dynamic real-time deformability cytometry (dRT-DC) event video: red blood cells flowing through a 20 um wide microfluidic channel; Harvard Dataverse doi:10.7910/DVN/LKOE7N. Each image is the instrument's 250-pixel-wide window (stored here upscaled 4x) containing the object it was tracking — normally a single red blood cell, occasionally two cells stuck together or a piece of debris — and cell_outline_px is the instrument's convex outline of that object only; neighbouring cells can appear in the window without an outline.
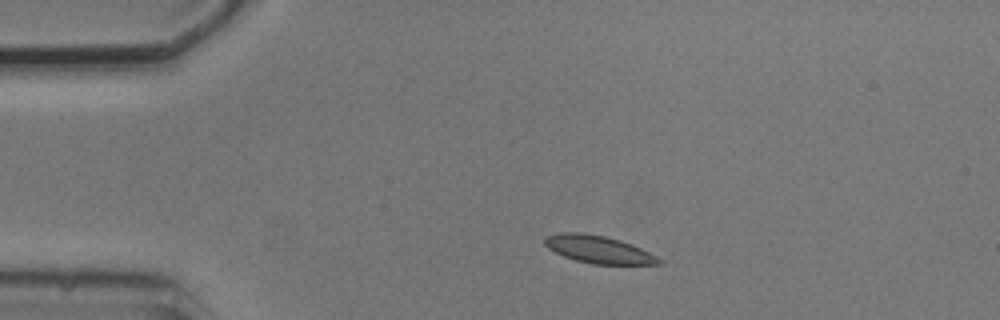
{"species": "common noctule bat (a hibernating species)", "species_latin": "Nyctalus noctula", "temperature_condition": "cold", "stored_images_in_passage": 4, "camera_frame_rate_fps": 3000, "um_per_image_px": 0.085, "animal": {"sex": "male", "body_mass_g": 20.5, "forearm_length_mm": 52.5}, "frame": {"image": 1, "passage_image": 1, "time_ms": 0.0, "image_size_px": [1000, 320], "cell_outline_px": [[664, 260], [660, 264], [592, 264], [576, 260], [564, 256], [548, 248], [544, 244], [544, 236], [560, 232], [580, 232], [604, 236], [620, 240], [632, 244]], "centroid_in_image_um": [50.85, 21.19], "position_along_channel_um": 34.2, "area_um2": 18.26}}
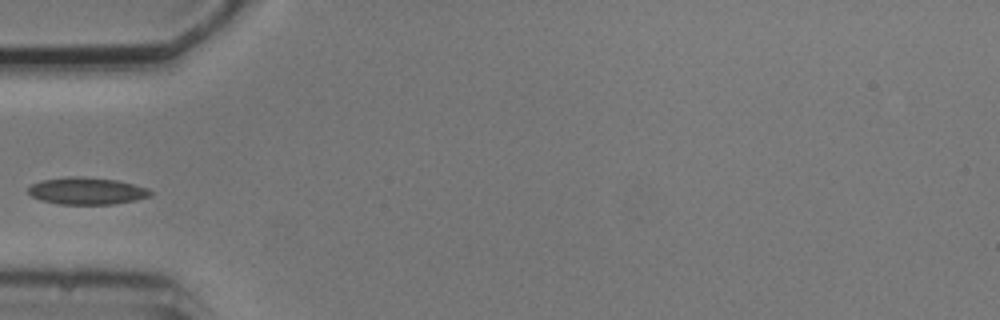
{"frame": {"image": 2, "passage_image": 3, "time_ms": 2.333, "image_size_px": [1000, 320], "cell_outline_px": [[152, 196], [136, 200], [112, 204], [60, 204], [40, 200], [32, 196], [28, 192], [28, 188], [32, 184], [40, 180], [64, 176], [80, 176], [116, 180], [148, 188], [152, 192]], "centroid_in_image_um": [7.36, 16.22], "position_along_channel_um": 77.6, "area_um2": 19.36}}
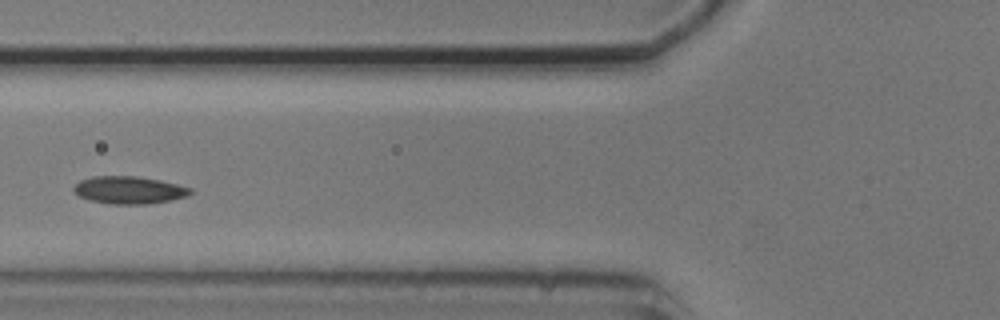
{"frame": {"image": 3, "passage_image": 4, "time_ms": 3.333, "image_size_px": [1000, 320], "cell_outline_px": [[192, 192], [188, 196], [172, 200], [148, 204], [112, 204], [88, 200], [80, 196], [72, 188], [80, 180], [92, 176], [136, 176], [160, 180], [192, 188]], "centroid_in_image_um": [10.98, 16.15], "position_along_channel_um": 114.8, "area_um2": 18.73}}